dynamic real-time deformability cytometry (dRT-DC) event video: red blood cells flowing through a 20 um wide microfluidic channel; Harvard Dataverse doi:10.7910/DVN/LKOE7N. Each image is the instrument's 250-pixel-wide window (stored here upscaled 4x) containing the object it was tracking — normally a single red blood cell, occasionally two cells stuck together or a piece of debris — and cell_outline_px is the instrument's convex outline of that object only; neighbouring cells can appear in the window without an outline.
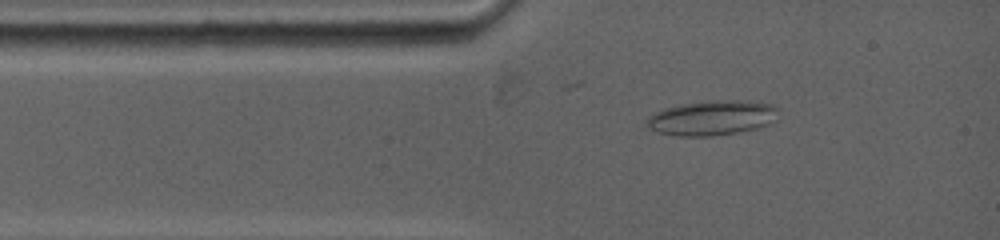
{"species": "common noctule bat (a hibernating species)", "species_latin": "Nyctalus noctula", "temperature_condition": "warm", "stored_images_in_passage": 3, "camera_frame_rate_fps": 5000, "um_per_image_px": 0.085, "animal": {"sex": "female", "body_mass_g": 19.0, "forearm_length_mm": 53.3}, "frame": {"image": 1, "passage_image": 2, "time_ms": 0.8, "image_size_px": [1000, 240], "cell_outline_px": [[780, 108], [772, 124], [756, 128], [736, 132], [712, 136], [676, 136], [656, 132], [648, 128], [644, 120], [652, 112], [664, 108], [684, 104], [716, 100], [748, 100], [772, 104]], "centroid_in_image_um": [60.5, 10.02], "position_along_channel_um": 24.5, "area_um2": 27.05}}